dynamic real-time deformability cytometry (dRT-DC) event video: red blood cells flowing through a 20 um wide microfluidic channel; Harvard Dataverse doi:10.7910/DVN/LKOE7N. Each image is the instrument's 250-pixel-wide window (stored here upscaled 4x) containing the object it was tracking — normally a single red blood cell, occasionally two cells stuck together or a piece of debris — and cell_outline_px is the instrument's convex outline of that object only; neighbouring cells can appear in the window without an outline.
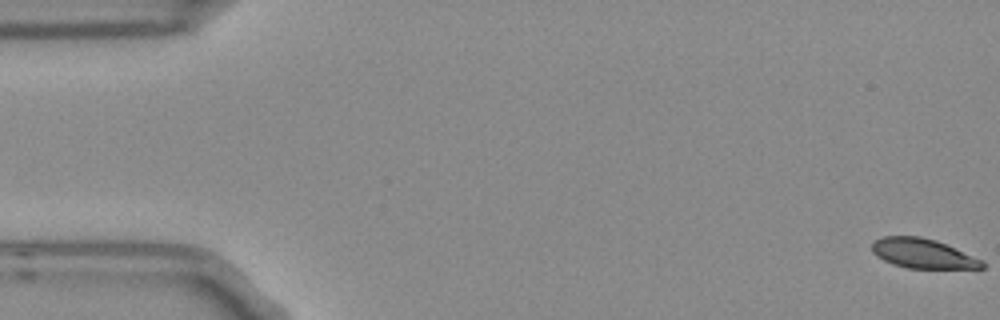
{"species": "Egyptian fruit bat (a non-hibernating species)", "species_latin": "Rousettus aegyptiacus", "temperature_condition": "room temperature", "stored_images_in_passage": 5, "camera_frame_rate_fps": 3000, "um_per_image_px": 0.085, "frame": {"image": 1, "passage_image": 1, "time_ms": 0.0, "image_size_px": [1000, 320], "cell_outline_px": [[984, 268], [908, 268], [892, 264], [876, 256], [872, 252], [872, 244], [876, 240], [884, 236], [920, 236], [936, 240], [980, 260], [984, 264]], "centroid_in_image_um": [78.37, 21.54], "position_along_channel_um": 6.6, "area_um2": 18.61}}
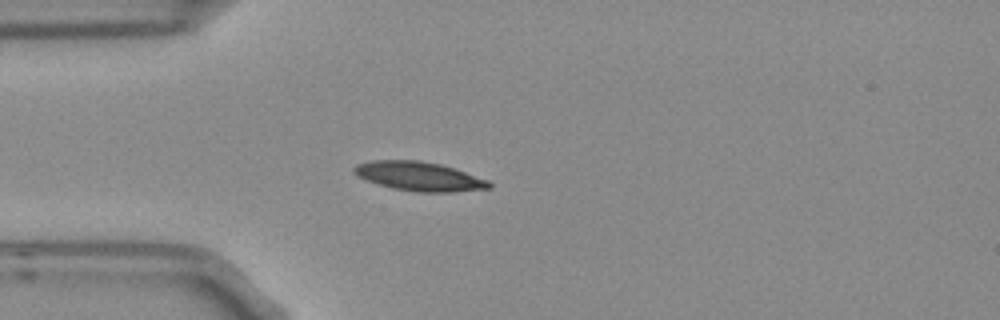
{"frame": {"image": 2, "passage_image": 5, "time_ms": 1.333, "image_size_px": [1000, 320], "cell_outline_px": [[492, 188], [452, 192], [416, 192], [392, 188], [368, 180], [352, 172], [352, 168], [356, 164], [372, 160], [420, 160], [440, 164], [488, 180], [492, 184]], "centroid_in_image_um": [35.62, 14.99], "position_along_channel_um": 49.4, "area_um2": 22.72}}